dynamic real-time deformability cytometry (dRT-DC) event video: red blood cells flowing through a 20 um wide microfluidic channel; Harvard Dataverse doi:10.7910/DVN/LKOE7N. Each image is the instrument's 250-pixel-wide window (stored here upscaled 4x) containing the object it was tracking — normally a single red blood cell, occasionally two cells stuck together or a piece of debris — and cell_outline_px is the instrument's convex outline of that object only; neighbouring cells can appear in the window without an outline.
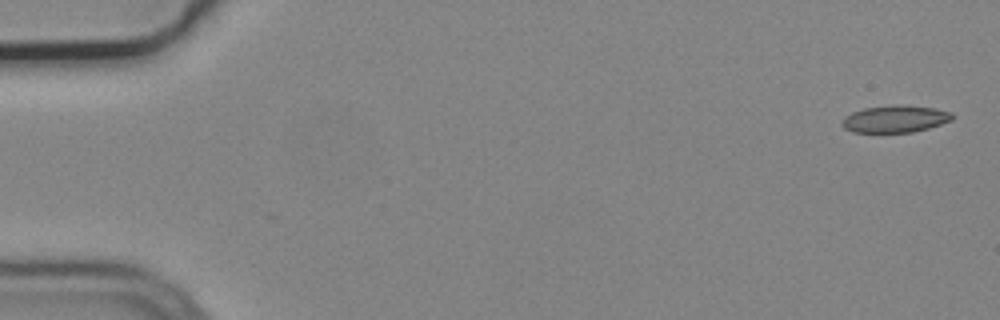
{"species": "common noctule bat (a hibernating species)", "species_latin": "Nyctalus noctula", "temperature_condition": "cold", "stored_images_in_passage": 5, "camera_frame_rate_fps": 3000, "um_per_image_px": 0.085, "animal": {"sex": "male", "body_mass_g": 19.2, "forearm_length_mm": 51.8}, "frame": {"image": 1, "passage_image": 1, "time_ms": 0.0, "image_size_px": [1000, 320], "cell_outline_px": [[956, 116], [952, 120], [928, 128], [912, 132], [852, 132], [844, 128], [840, 124], [844, 116], [852, 112], [864, 108], [896, 104], [900, 104], [936, 108], [952, 112]], "centroid_in_image_um": [76.09, 10.1], "position_along_channel_um": 8.9, "area_um2": 17.63}}